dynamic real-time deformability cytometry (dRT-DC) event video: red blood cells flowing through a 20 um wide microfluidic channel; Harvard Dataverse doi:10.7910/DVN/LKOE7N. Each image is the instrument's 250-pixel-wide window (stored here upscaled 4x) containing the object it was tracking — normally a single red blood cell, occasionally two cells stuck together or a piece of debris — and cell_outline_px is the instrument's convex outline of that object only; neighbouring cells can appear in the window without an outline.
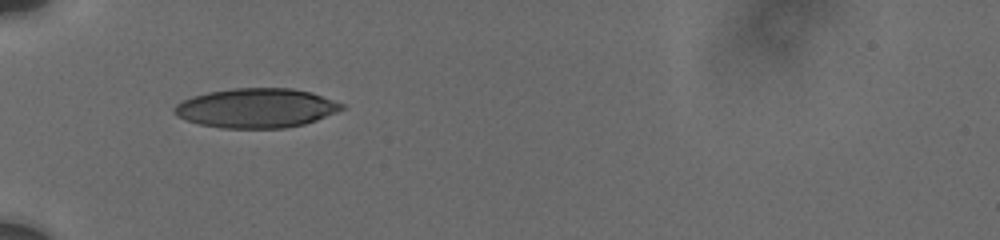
{"species": "human", "species_latin": "Homo sapiens", "temperature_condition": "cold", "stored_images_in_passage": 7, "camera_frame_rate_fps": 3000, "um_per_image_px": 0.085, "donor": {"sex": "male"}, "frame": {"image": 1, "passage_image": 1, "time_ms": 0.0, "image_size_px": [1000, 240], "cell_outline_px": [[344, 108], [336, 112], [316, 120], [304, 124], [284, 128], [220, 128], [200, 124], [188, 120], [180, 116], [172, 108], [176, 104], [192, 96], [208, 92], [232, 88], [292, 88], [312, 92], [344, 104]], "centroid_in_image_um": [21.8, 9.18], "position_along_channel_um": 63.2, "area_um2": 38.26}}
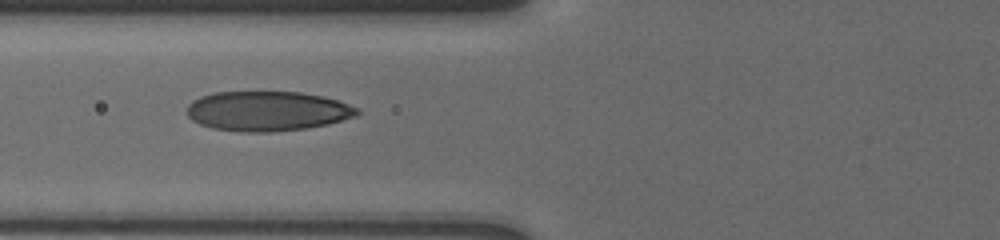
{"frame": {"image": 2, "passage_image": 6, "time_ms": 1.333, "image_size_px": [1000, 240], "cell_outline_px": [[360, 112], [356, 116], [328, 124], [308, 128], [272, 132], [240, 132], [212, 128], [200, 124], [192, 120], [188, 116], [188, 104], [192, 100], [200, 96], [212, 92], [300, 92], [324, 96], [360, 108]], "centroid_in_image_um": [22.72, 9.44], "position_along_channel_um": 103.1, "area_um2": 39.71}}